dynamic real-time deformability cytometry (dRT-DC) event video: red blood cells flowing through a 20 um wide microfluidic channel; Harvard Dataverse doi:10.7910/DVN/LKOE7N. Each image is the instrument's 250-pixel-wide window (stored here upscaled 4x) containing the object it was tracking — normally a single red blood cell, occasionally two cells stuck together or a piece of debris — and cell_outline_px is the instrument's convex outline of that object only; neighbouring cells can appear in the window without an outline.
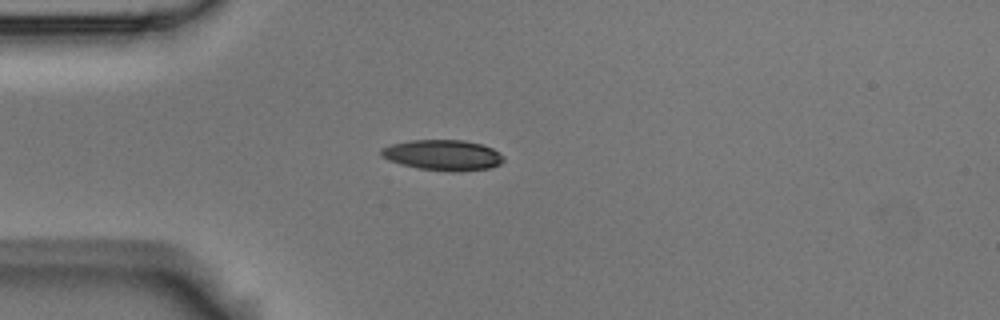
{"species": "Egyptian fruit bat (a non-hibernating species)", "species_latin": "Rousettus aegyptiacus", "temperature_condition": "room temperature", "stored_images_in_passage": 5, "camera_frame_rate_fps": 3000, "um_per_image_px": 0.085, "animal": {"sex": "male"}, "frame": {"image": 1, "passage_image": 4, "time_ms": 1.0, "image_size_px": [1000, 320], "cell_outline_px": [[504, 160], [500, 164], [488, 168], [460, 172], [452, 172], [420, 168], [400, 164], [388, 160], [380, 156], [380, 148], [392, 144], [412, 140], [464, 140], [480, 144], [492, 148], [500, 152], [504, 156]], "centroid_in_image_um": [37.64, 13.18], "position_along_channel_um": 47.4, "area_um2": 21.91}}